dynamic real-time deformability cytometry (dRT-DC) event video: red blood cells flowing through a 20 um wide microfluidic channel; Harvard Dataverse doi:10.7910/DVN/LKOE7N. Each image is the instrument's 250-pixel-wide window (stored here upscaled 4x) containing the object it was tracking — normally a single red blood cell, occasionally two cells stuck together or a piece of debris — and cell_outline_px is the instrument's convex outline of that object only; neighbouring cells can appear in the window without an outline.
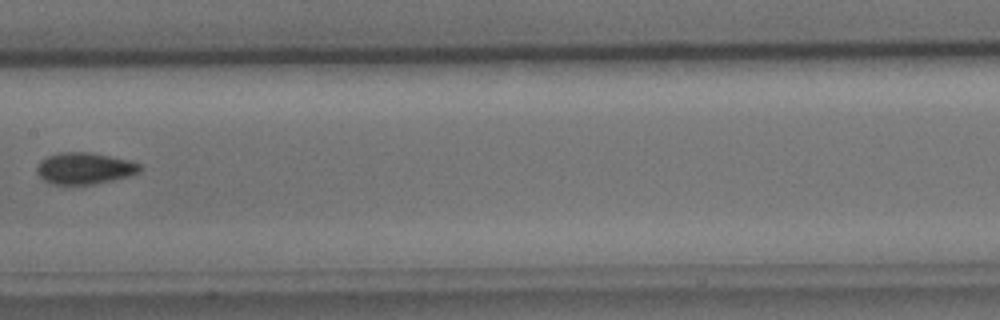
{"species": "common noctule bat (a hibernating species)", "species_latin": "Nyctalus noctula", "temperature_condition": "cold", "stored_images_in_passage": 8, "camera_frame_rate_fps": 3000, "um_per_image_px": 0.085, "animal": {"sex": "male", "body_mass_g": 15.6}, "frame": {"image": 1, "passage_image": 8, "time_ms": 9.0, "image_size_px": [1000, 320], "cell_outline_px": [[140, 172], [128, 176], [96, 184], [48, 184], [36, 172], [36, 168], [40, 160], [48, 156], [60, 152], [88, 152], [128, 160], [140, 164]], "centroid_in_image_um": [7.14, 14.31], "position_along_channel_um": 200.3, "area_um2": 18.84}}